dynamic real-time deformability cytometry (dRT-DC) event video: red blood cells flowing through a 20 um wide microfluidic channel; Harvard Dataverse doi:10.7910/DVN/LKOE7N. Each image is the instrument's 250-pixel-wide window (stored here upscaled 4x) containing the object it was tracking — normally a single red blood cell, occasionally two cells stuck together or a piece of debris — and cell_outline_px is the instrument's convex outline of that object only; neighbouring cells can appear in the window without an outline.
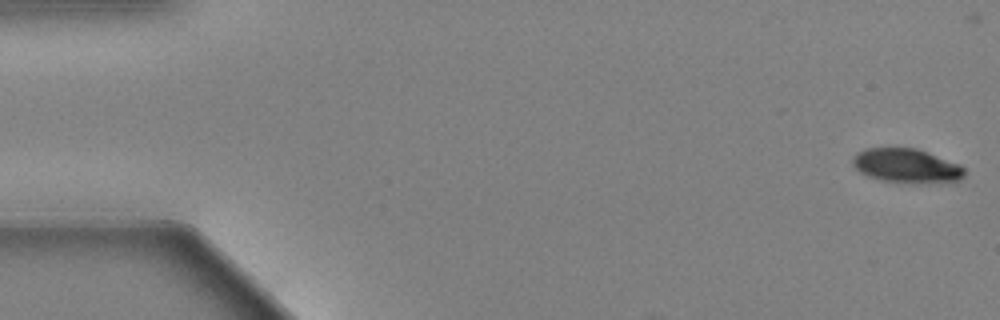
{"species": "Egyptian fruit bat (a non-hibernating species)", "species_latin": "Rousettus aegyptiacus", "temperature_condition": "warm", "stored_images_in_passage": 9, "camera_frame_rate_fps": 3000, "um_per_image_px": 0.085, "animal": {"sex": "female"}, "frame": {"image": 1, "passage_image": 1, "time_ms": 0.0, "image_size_px": [1000, 320], "cell_outline_px": [[964, 176], [960, 180], [880, 180], [868, 176], [860, 172], [852, 164], [852, 156], [856, 152], [864, 148], [916, 148], [960, 164], [964, 168]], "centroid_in_image_um": [76.97, 14.02], "position_along_channel_um": 8.0, "area_um2": 21.27}}